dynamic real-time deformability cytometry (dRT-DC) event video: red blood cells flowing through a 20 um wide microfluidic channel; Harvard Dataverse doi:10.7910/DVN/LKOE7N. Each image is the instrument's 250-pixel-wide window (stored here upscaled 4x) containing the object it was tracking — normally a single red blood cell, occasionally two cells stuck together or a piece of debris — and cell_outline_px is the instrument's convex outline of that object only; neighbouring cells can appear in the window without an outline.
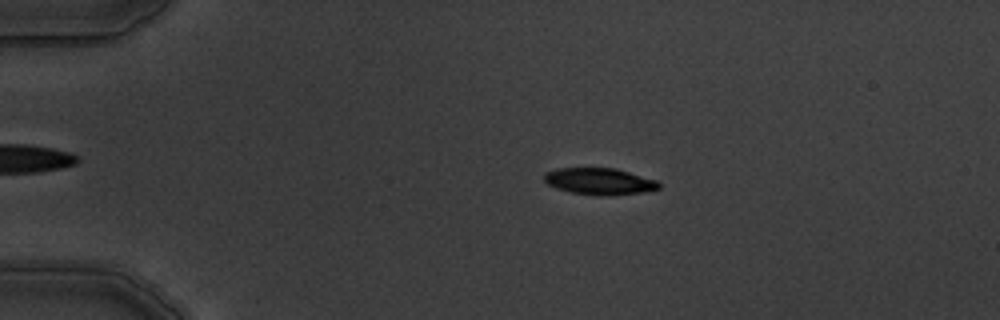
{"species": "common noctule bat (a hibernating species)", "species_latin": "Nyctalus noctula", "temperature_condition": "warm", "stored_images_in_passage": 5, "camera_frame_rate_fps": 3000, "um_per_image_px": 0.085, "animal": {"sex": "male", "body_mass_g": 19.5, "forearm_length_mm": 54.6}, "frame": {"image": 1, "passage_image": 3, "time_ms": 2.333, "image_size_px": [1000, 320], "cell_outline_px": [[660, 188], [644, 192], [608, 196], [596, 196], [572, 192], [556, 188], [548, 184], [544, 180], [544, 172], [556, 168], [616, 168], [656, 180], [660, 184]], "centroid_in_image_um": [50.94, 15.41], "position_along_channel_um": 34.1, "area_um2": 17.92}}
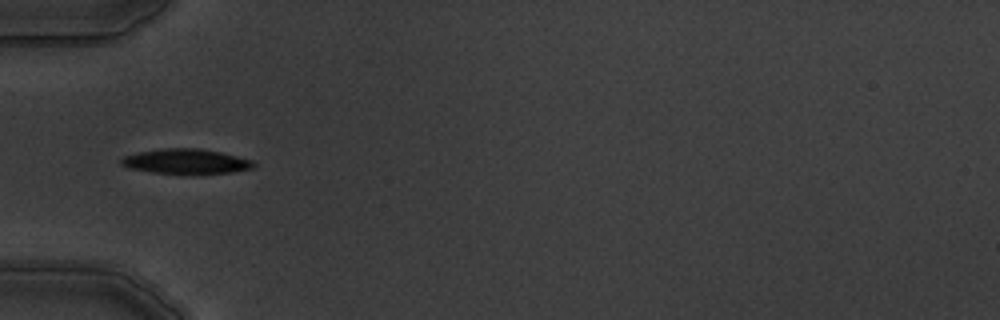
{"frame": {"image": 2, "passage_image": 5, "time_ms": 4.667, "image_size_px": [1000, 320], "cell_outline_px": [[256, 164], [252, 168], [232, 172], [200, 176], [152, 172], [128, 168], [120, 164], [120, 160], [124, 156], [140, 152], [164, 148], [200, 148], [220, 152], [252, 160]], "centroid_in_image_um": [15.83, 13.75], "position_along_channel_um": 69.2, "area_um2": 19.71}}